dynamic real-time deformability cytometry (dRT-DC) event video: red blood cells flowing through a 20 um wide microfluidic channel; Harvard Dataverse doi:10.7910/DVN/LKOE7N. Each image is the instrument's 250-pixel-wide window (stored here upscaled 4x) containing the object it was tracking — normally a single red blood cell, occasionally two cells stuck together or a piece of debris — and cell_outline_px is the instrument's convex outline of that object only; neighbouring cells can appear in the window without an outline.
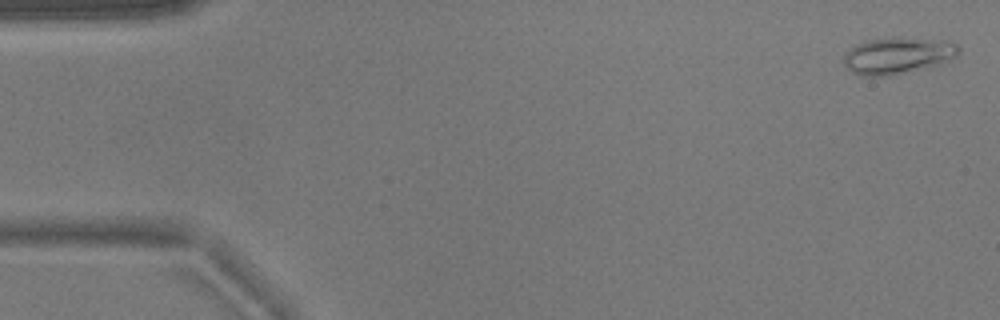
{"species": "common noctule bat (a hibernating species)", "species_latin": "Nyctalus noctula", "temperature_condition": "warm", "stored_images_in_passage": 43, "camera_frame_rate_fps": 3000, "um_per_image_px": 0.085, "animal": {"sex": "male", "body_mass_g": 17.9}, "frame": {"image": 1, "passage_image": 2, "time_ms": 0.333, "image_size_px": [1000, 320], "cell_outline_px": [[960, 52], [956, 56], [940, 64], [888, 76], [860, 76], [852, 72], [844, 64], [844, 56], [856, 44], [864, 40], [896, 36], [952, 40], [960, 48]], "centroid_in_image_um": [76.34, 4.69], "position_along_channel_um": 8.7, "area_um2": 24.91}}
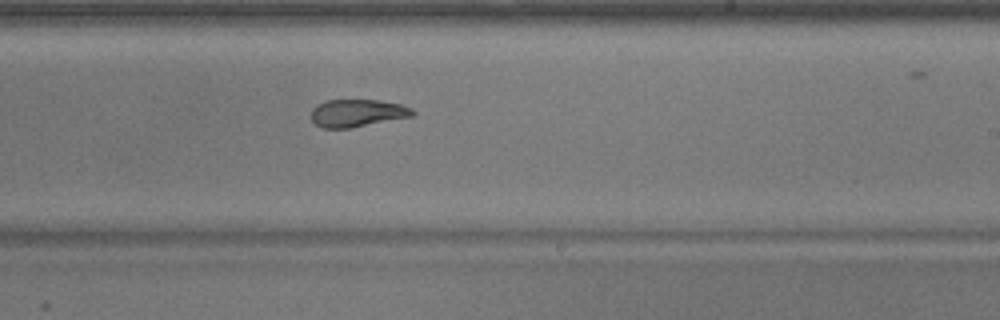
{"frame": {"image": 2, "passage_image": 32, "time_ms": 10.333, "image_size_px": [1000, 320], "cell_outline_px": [[416, 112], [412, 116], [352, 128], [320, 128], [308, 116], [312, 108], [316, 104], [324, 100], [376, 100], [400, 104], [412, 108]], "centroid_in_image_um": [30.31, 9.61], "position_along_channel_um": 258.7, "area_um2": 16.53}}
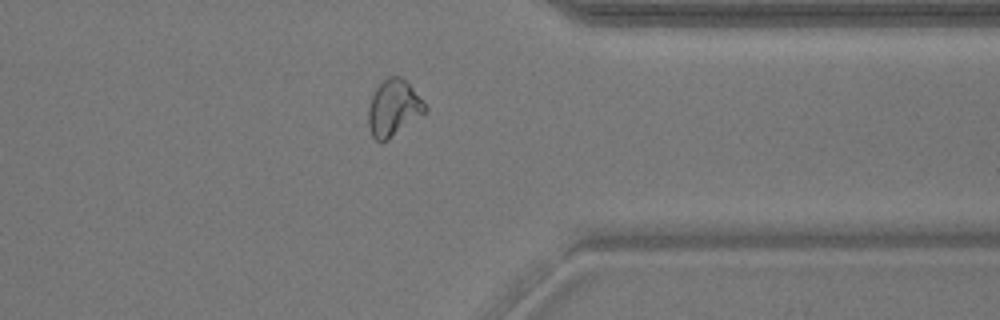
{"frame": {"image": 3, "passage_image": 42, "time_ms": 13.667, "image_size_px": [1000, 320], "cell_outline_px": [[428, 108], [424, 112], [388, 140], [376, 140], [372, 136], [368, 124], [368, 108], [372, 96], [376, 88], [388, 76], [400, 76], [412, 88]], "centroid_in_image_um": [33.42, 9.18], "position_along_channel_um": 378.0, "area_um2": 18.09}}